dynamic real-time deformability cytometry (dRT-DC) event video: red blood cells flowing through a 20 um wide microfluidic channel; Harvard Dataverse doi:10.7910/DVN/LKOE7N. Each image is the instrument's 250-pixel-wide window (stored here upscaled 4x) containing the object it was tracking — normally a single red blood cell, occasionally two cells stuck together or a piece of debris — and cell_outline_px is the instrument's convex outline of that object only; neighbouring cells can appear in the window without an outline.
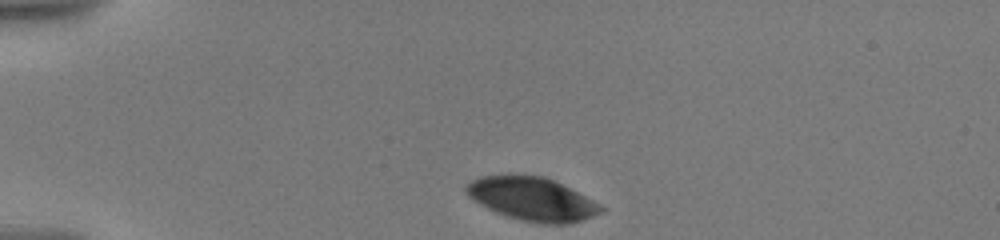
{"species": "human", "species_latin": "Homo sapiens", "temperature_condition": "warm", "stored_images_in_passage": 10, "camera_frame_rate_fps": 3000, "um_per_image_px": 0.085, "donor": {"sex": "male"}, "frame": {"image": 1, "passage_image": 1, "time_ms": 0.0, "image_size_px": [1000, 240], "cell_outline_px": [[608, 208], [604, 212], [568, 224], [540, 224], [520, 220], [496, 212], [480, 204], [468, 196], [464, 188], [472, 180], [480, 176], [508, 172], [544, 176]], "centroid_in_image_um": [45.2, 16.89], "position_along_channel_um": 39.8, "area_um2": 34.39}}